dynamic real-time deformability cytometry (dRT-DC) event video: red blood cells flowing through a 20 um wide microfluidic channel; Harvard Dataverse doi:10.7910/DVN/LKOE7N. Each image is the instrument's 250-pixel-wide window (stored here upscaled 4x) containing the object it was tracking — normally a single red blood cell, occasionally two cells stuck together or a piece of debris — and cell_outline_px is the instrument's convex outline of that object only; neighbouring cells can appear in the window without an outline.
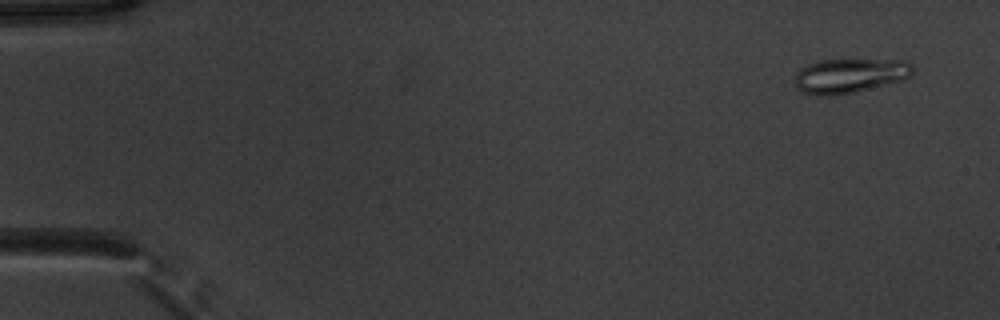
{"species": "common noctule bat (a hibernating species)", "species_latin": "Nyctalus noctula", "temperature_condition": "warm", "stored_images_in_passage": 54, "camera_frame_rate_fps": 3000, "um_per_image_px": 0.085, "animal": {"sex": "male", "body_mass_g": 20.1, "forearm_length_mm": 53.5}, "frame": {"image": 1, "passage_image": 4, "time_ms": 1.0, "image_size_px": [1000, 320], "cell_outline_px": [[916, 68], [912, 76], [900, 80], [856, 92], [828, 96], [816, 96], [804, 92], [792, 80], [796, 72], [800, 68], [808, 64], [820, 60], [908, 60]], "centroid_in_image_um": [72.24, 6.42], "position_along_channel_um": 12.8, "area_um2": 23.87}}
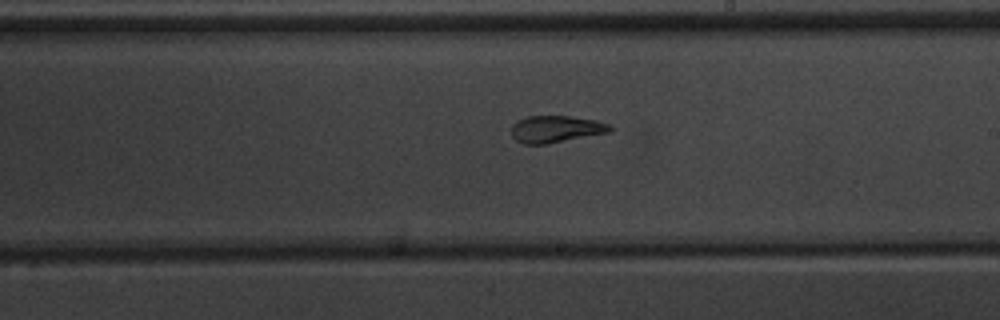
{"frame": {"image": 2, "passage_image": 32, "time_ms": 10.333, "image_size_px": [1000, 320], "cell_outline_px": [[612, 132], [544, 144], [524, 144], [516, 140], [512, 136], [512, 124], [516, 120], [528, 116], [572, 116], [596, 120], [608, 124], [612, 128]], "centroid_in_image_um": [47.25, 10.96], "position_along_channel_um": 241.8, "area_um2": 15.49}}
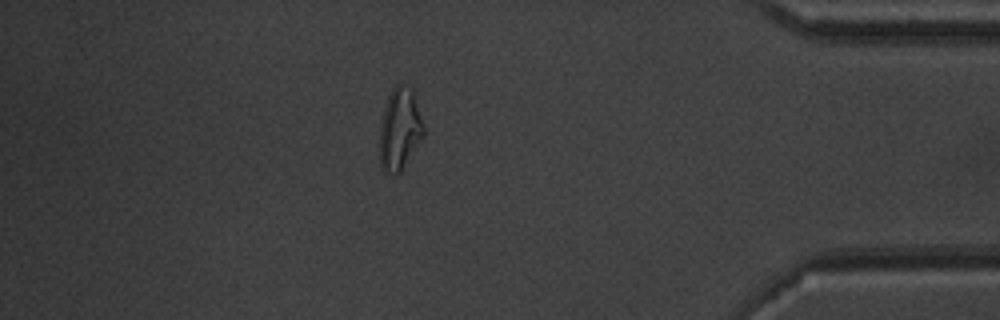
{"frame": {"image": 3, "passage_image": 47, "time_ms": 15.333, "image_size_px": [1000, 320], "cell_outline_px": [[424, 136], [400, 172], [396, 176], [380, 168], [380, 124], [384, 108], [388, 96], [392, 88], [396, 84], [400, 84], [412, 88], [424, 124]], "centroid_in_image_um": [33.98, 10.98], "position_along_channel_um": 401.2, "area_um2": 21.1}, "authors_computed_cell_mechanics": {"area_um2": 18.8428, "velocity_mm_per_s": 3.867, "shape_relaxation_time_tau1_ms": null, "shape_relaxation_time_tau2_ms": 1.3874, "deformation_change_tau1": null, "deformation_change_tau2": 0.0732}}